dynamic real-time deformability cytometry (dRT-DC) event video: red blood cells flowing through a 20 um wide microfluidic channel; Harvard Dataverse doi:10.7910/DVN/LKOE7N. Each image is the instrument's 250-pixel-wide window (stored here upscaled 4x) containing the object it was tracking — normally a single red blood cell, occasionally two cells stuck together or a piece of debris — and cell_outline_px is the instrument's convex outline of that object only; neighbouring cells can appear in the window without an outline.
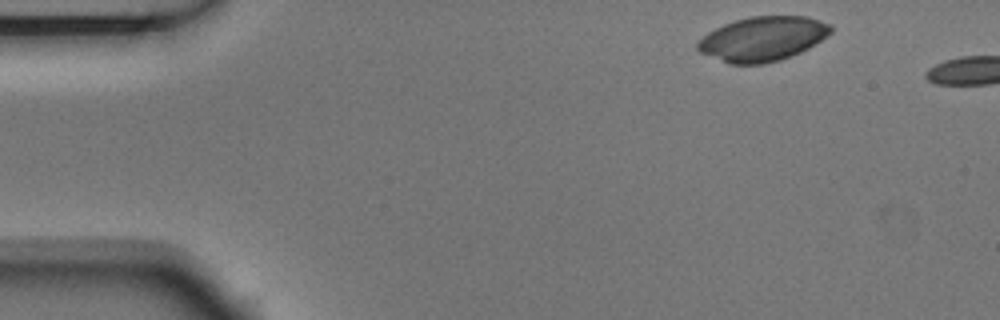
{"species": "Egyptian fruit bat (a non-hibernating species)", "species_latin": "Rousettus aegyptiacus", "temperature_condition": "room temperature", "stored_images_in_passage": 3, "segment_of_instrument_passage": [2, 2], "camera_frame_rate_fps": 3000, "um_per_image_px": 0.085, "animal": {"sex": "male"}, "frame": {"image": 1, "passage_image": 3, "time_ms": 0.667, "image_size_px": [1000, 320], "cell_outline_px": [[832, 32], [828, 36], [808, 48], [800, 52], [780, 60], [764, 64], [728, 64], [700, 52], [696, 48], [696, 44], [708, 32], [724, 24], [736, 20], [752, 16], [808, 16], [832, 24]], "centroid_in_image_um": [64.85, 3.3], "position_along_channel_um": 20.2, "area_um2": 34.56}}